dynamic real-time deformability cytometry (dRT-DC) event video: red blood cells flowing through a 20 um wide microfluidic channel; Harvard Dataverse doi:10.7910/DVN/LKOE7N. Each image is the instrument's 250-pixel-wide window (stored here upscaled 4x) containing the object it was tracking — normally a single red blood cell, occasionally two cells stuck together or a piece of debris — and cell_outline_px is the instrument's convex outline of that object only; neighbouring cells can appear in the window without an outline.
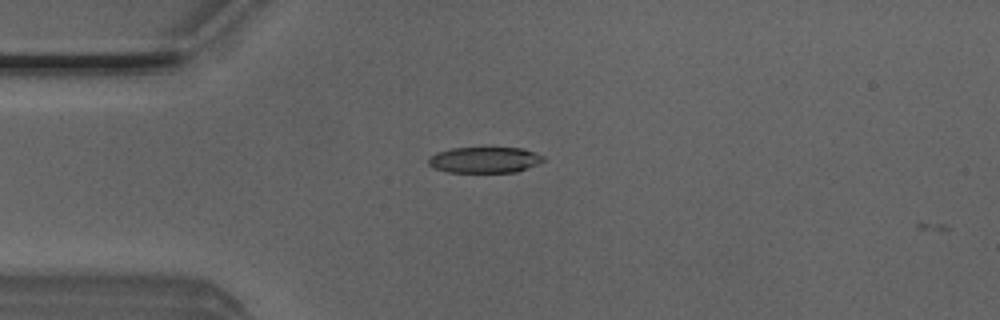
{"species": "Egyptian fruit bat (a non-hibernating species)", "species_latin": "Rousettus aegyptiacus", "temperature_condition": "room temperature", "stored_images_in_passage": 2, "camera_frame_rate_fps": 3000, "um_per_image_px": 0.085, "animal": {"sex": "male"}, "frame": {"image": 1, "passage_image": 1, "time_ms": 0.0, "image_size_px": [1000, 320], "cell_outline_px": [[544, 160], [540, 164], [516, 172], [448, 172], [432, 168], [428, 164], [428, 160], [436, 152], [452, 148], [524, 148], [544, 156]], "centroid_in_image_um": [41.21, 13.59], "position_along_channel_um": 43.8, "area_um2": 17.46}}